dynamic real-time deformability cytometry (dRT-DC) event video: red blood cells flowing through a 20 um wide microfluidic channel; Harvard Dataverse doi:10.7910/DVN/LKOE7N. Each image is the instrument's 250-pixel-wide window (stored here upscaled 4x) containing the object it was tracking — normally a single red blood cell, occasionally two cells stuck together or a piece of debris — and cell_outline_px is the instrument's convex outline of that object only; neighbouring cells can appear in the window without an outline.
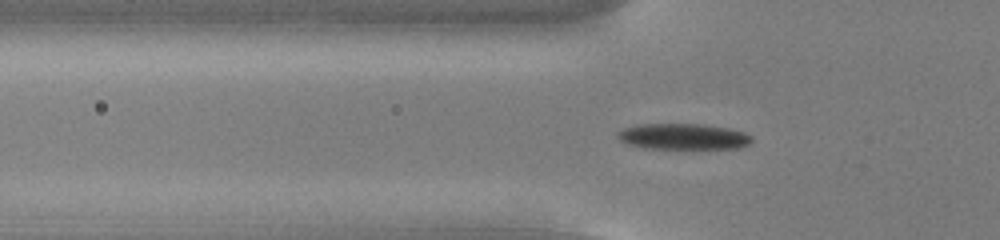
{"species": "common noctule bat (a hibernating species)", "species_latin": "Nyctalus noctula", "temperature_condition": "cold", "stored_images_in_passage": 55, "camera_frame_rate_fps": 3000, "um_per_image_px": 0.085, "animal": {"sex": "male", "body_mass_g": 13.0, "forearm_length_mm": 53.1}, "frame": {"image": 1, "passage_image": 19, "time_ms": 6.0, "image_size_px": [1000, 240], "cell_outline_px": [[752, 140], [748, 144], [740, 148], [644, 148], [628, 144], [620, 140], [616, 136], [616, 132], [624, 128], [636, 124], [704, 124], [728, 128], [744, 132], [752, 136]], "centroid_in_image_um": [58.05, 11.6], "position_along_channel_um": 67.7, "area_um2": 20.29}}
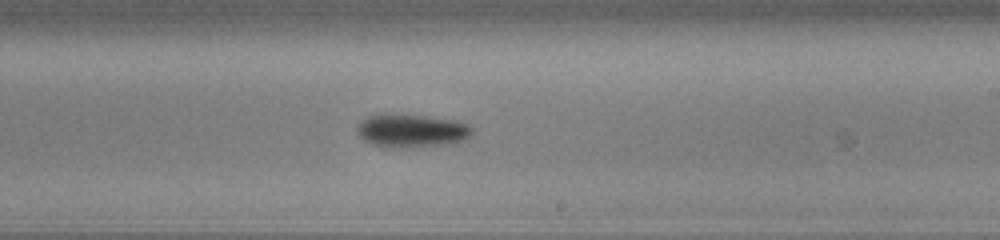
{"frame": {"image": 2, "passage_image": 34, "time_ms": 11.0, "image_size_px": [1000, 240], "cell_outline_px": [[472, 132], [464, 140], [440, 144], [404, 148], [384, 148], [372, 144], [364, 140], [356, 132], [356, 128], [368, 116], [424, 116], [456, 120], [472, 124]], "centroid_in_image_um": [35.0, 11.14], "position_along_channel_um": 254.0, "area_um2": 21.68}}
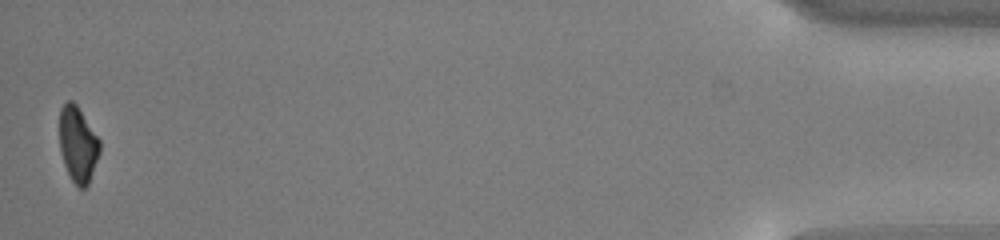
{"frame": {"image": 3, "passage_image": 55, "time_ms": 18.0, "image_size_px": [1000, 240], "cell_outline_px": [[100, 152], [88, 184], [84, 188], [80, 188], [72, 180], [64, 164], [60, 152], [60, 108], [68, 100], [72, 100], [76, 104], [100, 140]], "centroid_in_image_um": [6.62, 12.26], "position_along_channel_um": 428.6, "area_um2": 17.51}, "authors_computed_cell_mechanics": {"area_um2": 19.7098, "velocity_mm_per_s": 3.7599, "shape_relaxation_time_tau1_ms": 2.1392, "shape_relaxation_time_tau2_ms": null, "deformation_change_tau1": 0.1256, "deformation_change_tau2": null}}